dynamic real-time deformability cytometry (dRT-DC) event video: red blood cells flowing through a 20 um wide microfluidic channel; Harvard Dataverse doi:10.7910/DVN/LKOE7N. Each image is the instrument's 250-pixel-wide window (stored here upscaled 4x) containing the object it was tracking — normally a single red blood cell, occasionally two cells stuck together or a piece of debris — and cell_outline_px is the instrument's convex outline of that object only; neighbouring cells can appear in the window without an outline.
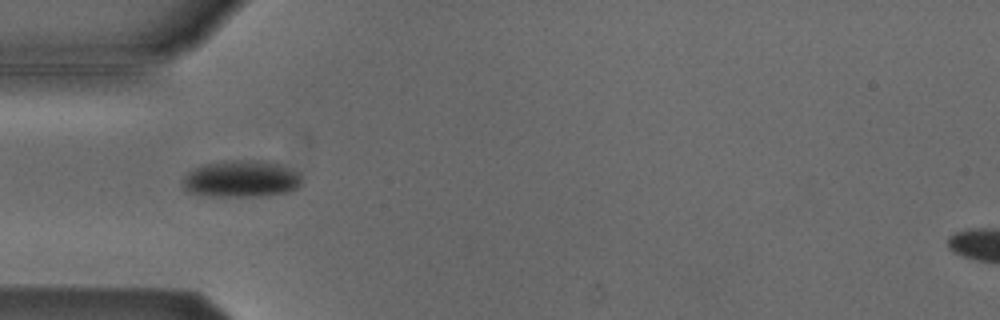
{"species": "Egyptian fruit bat (a non-hibernating species)", "species_latin": "Rousettus aegyptiacus", "temperature_condition": "cold", "stored_images_in_passage": 19, "camera_frame_rate_fps": 3000, "um_per_image_px": 0.085, "animal": {"sex": "male"}, "frame": {"image": 1, "passage_image": 4, "time_ms": 1.0, "image_size_px": [1000, 320], "cell_outline_px": [[300, 184], [296, 188], [288, 192], [260, 196], [208, 196], [188, 192], [184, 188], [184, 176], [188, 172], [204, 164], [236, 160], [260, 160], [280, 164], [300, 172]], "centroid_in_image_um": [20.53, 15.2], "position_along_channel_um": 64.5, "area_um2": 25.43}}
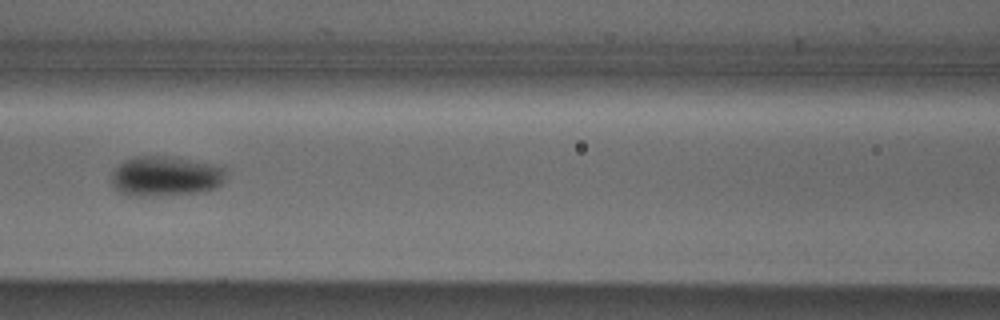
{"frame": {"image": 2, "passage_image": 11, "time_ms": 3.333, "image_size_px": [1000, 320], "cell_outline_px": [[224, 184], [216, 188], [200, 192], [152, 196], [132, 196], [120, 192], [112, 184], [112, 172], [124, 160], [136, 156], [176, 156], [224, 168]], "centroid_in_image_um": [14.06, 14.98], "position_along_channel_um": 152.5, "area_um2": 26.65}}
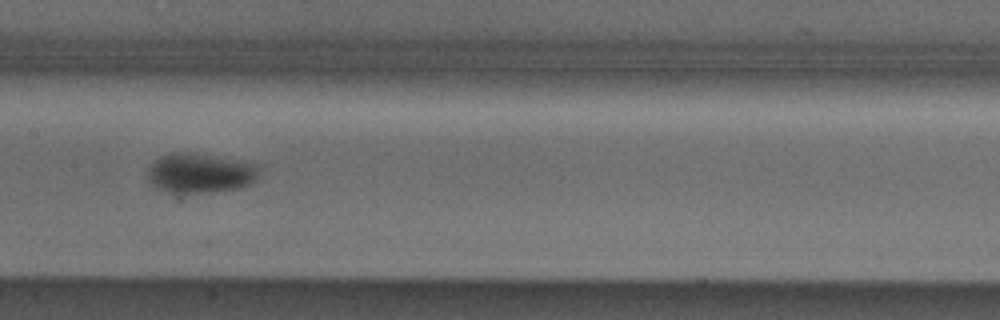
{"frame": {"image": 3, "passage_image": 14, "time_ms": 4.333, "image_size_px": [1000, 320], "cell_outline_px": [[264, 164], [256, 180], [252, 184], [240, 188], [208, 192], [168, 192], [156, 188], [148, 180], [148, 168], [160, 156], [172, 152], [188, 152]], "centroid_in_image_um": [17.09, 14.7], "position_along_channel_um": 190.3, "area_um2": 26.13}}